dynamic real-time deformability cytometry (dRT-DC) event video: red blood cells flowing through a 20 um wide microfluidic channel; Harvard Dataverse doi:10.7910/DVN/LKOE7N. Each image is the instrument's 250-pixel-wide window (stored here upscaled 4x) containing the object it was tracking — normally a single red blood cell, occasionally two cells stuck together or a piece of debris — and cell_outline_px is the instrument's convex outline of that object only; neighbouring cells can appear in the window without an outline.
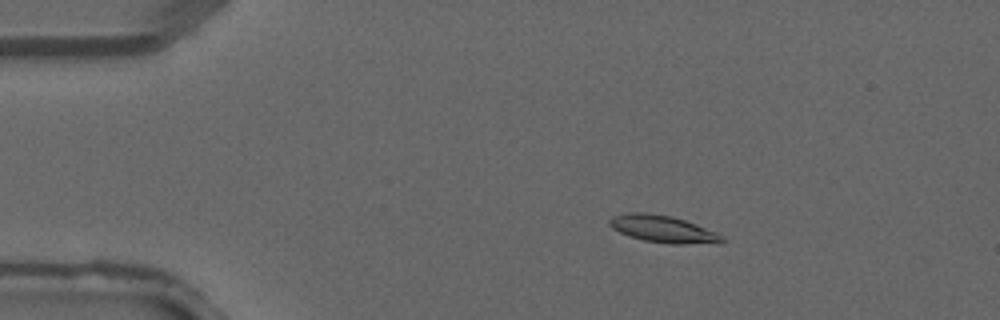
{"species": "common noctule bat (a hibernating species)", "species_latin": "Nyctalus noctula", "temperature_condition": "warm", "stored_images_in_passage": 3, "camera_frame_rate_fps": 3000, "um_per_image_px": 0.085, "animal": {"sex": "male", "forearm_length_mm": 52.5}, "frame": {"image": 1, "passage_image": 2, "time_ms": 0.333, "image_size_px": [1000, 320], "cell_outline_px": [[728, 240], [720, 244], [672, 244], [644, 240], [628, 236], [612, 228], [608, 224], [608, 220], [612, 216], [628, 212], [648, 212], [672, 216], [696, 224], [716, 232], [724, 236]], "centroid_in_image_um": [56.4, 19.47], "position_along_channel_um": 28.6, "area_um2": 18.15}}